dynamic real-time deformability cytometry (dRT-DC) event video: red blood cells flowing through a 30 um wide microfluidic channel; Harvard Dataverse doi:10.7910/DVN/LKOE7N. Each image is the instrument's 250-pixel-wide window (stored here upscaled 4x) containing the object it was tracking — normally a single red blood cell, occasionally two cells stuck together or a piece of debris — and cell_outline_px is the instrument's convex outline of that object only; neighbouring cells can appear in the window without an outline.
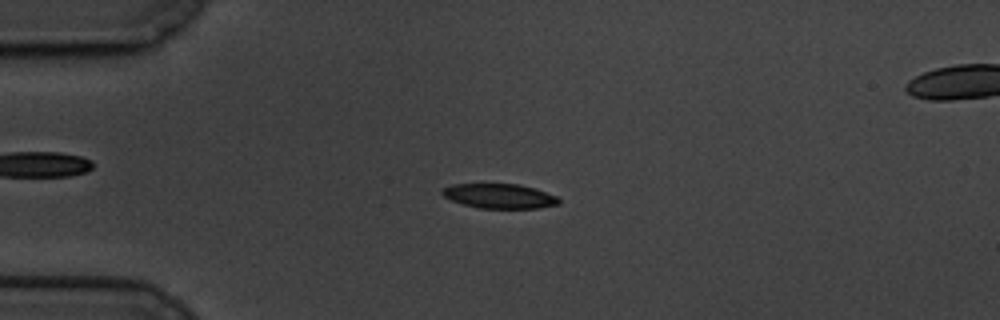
{"species": "common noctule bat (a hibernating species)", "species_latin": "Nyctalus noctula", "temperature_condition": "cold", "stored_images_in_passage": 60, "camera_frame_rate_fps": 3000, "um_per_image_px": 0.085, "animal": {"sex": "male", "body_mass_g": 19.5, "forearm_length_mm": 54.6}, "frame": {"image": 1, "passage_image": 15, "time_ms": 4.667, "image_size_px": [1000, 320], "cell_outline_px": [[560, 204], [540, 208], [480, 208], [464, 204], [452, 200], [444, 196], [440, 192], [444, 188], [452, 184], [520, 184], [556, 196], [560, 200]], "centroid_in_image_um": [42.46, 16.67], "position_along_channel_um": 42.5, "area_um2": 16.53}}
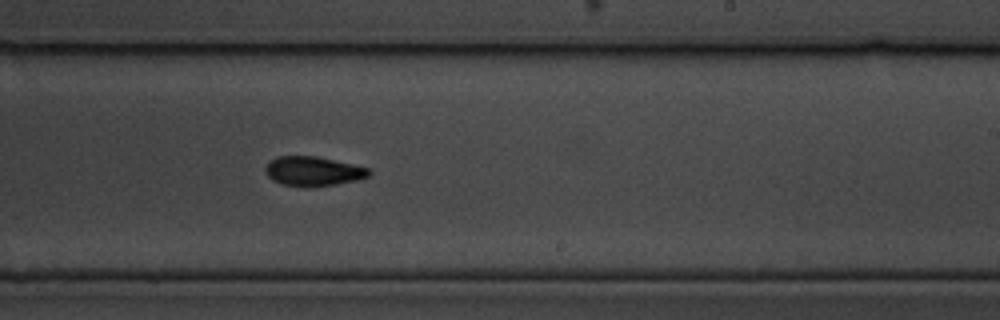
{"frame": {"image": 2, "passage_image": 37, "time_ms": 12.0, "image_size_px": [1000, 320], "cell_outline_px": [[372, 172], [368, 176], [356, 180], [336, 184], [312, 188], [304, 188], [284, 184], [272, 180], [264, 172], [264, 168], [276, 156], [316, 156], [372, 168]], "centroid_in_image_um": [26.63, 14.56], "position_along_channel_um": 262.4, "area_um2": 18.03}}
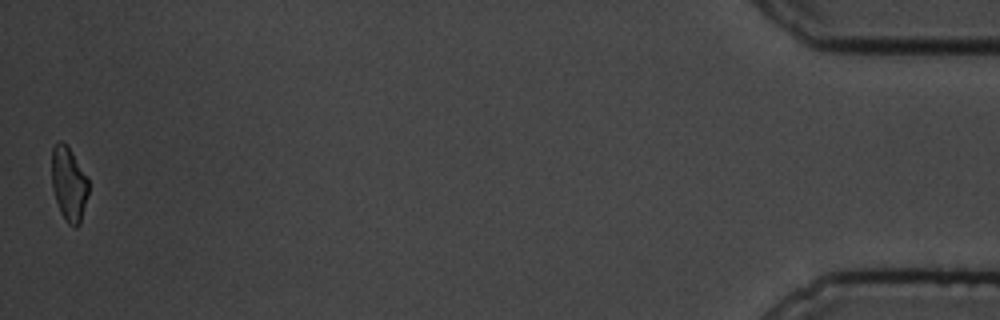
{"frame": {"image": 3, "passage_image": 60, "time_ms": 19.667, "image_size_px": [1000, 320], "cell_outline_px": [[88, 196], [80, 224], [76, 228], [72, 228], [68, 224], [60, 212], [52, 188], [52, 148], [60, 140], [68, 148], [88, 176]], "centroid_in_image_um": [5.86, 15.7], "position_along_channel_um": 429.3, "area_um2": 15.9}, "authors_computed_cell_mechanics": {"area_um2": 17.1088, "velocity_mm_per_s": 3.3437, "shape_relaxation_time_tau1_ms": 2.6957, "shape_relaxation_time_tau2_ms": 7.0374, "deformation_change_tau1": 0.1156, "deformation_change_tau2": 0.1313}}